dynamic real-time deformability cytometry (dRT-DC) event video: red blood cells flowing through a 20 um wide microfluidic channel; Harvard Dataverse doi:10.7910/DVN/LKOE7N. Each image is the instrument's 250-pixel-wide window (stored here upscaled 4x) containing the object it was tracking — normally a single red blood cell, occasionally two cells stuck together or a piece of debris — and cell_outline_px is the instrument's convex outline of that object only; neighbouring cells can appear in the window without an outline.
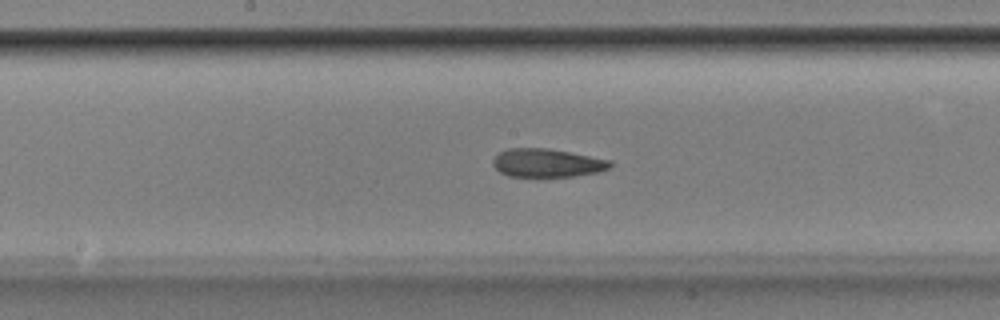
{"species": "Egyptian fruit bat (a non-hibernating species)", "species_latin": "Rousettus aegyptiacus", "temperature_condition": "room temperature", "stored_images_in_passage": 37, "camera_frame_rate_fps": 3000, "um_per_image_px": 0.085, "animal": {"sex": "male"}, "frame": {"image": 1, "passage_image": 12, "time_ms": 3.667, "image_size_px": [1000, 320], "cell_outline_px": [[612, 168], [600, 172], [572, 176], [508, 176], [500, 172], [492, 164], [492, 160], [500, 152], [508, 148], [548, 148], [612, 160]], "centroid_in_image_um": [46.54, 13.84], "position_along_channel_um": 201.7, "area_um2": 19.42}}
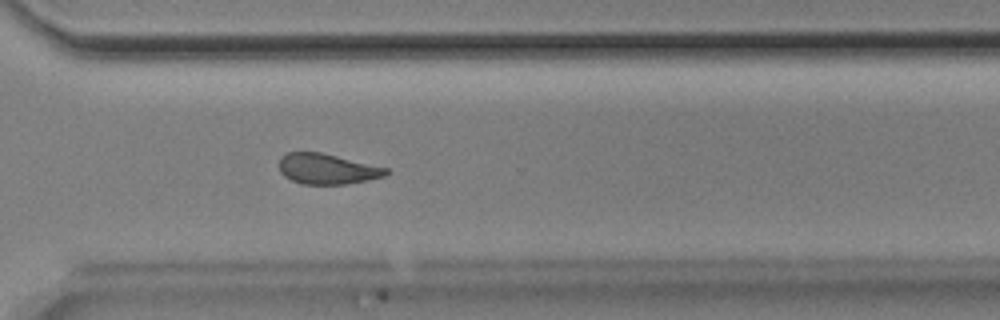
{"frame": {"image": 2, "passage_image": 23, "time_ms": 7.333, "image_size_px": [1000, 320], "cell_outline_px": [[392, 172], [384, 176], [368, 180], [344, 184], [300, 184], [284, 176], [280, 172], [280, 156], [288, 152], [320, 152], [388, 168]], "centroid_in_image_um": [27.81, 14.36], "position_along_channel_um": 342.8, "area_um2": 18.96}}
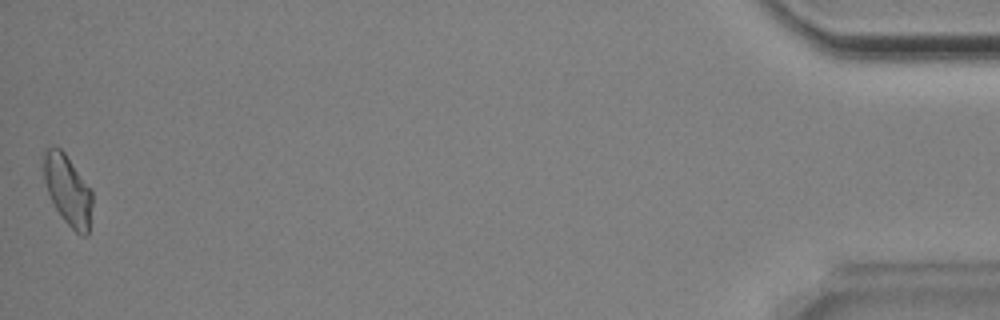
{"frame": {"image": 3, "passage_image": 37, "time_ms": 12.0, "image_size_px": [1000, 320], "cell_outline_px": [[92, 204], [88, 236], [80, 236], [64, 220], [56, 208], [48, 192], [44, 180], [44, 152], [48, 148], [60, 148], [64, 152], [92, 192]], "centroid_in_image_um": [5.78, 16.2], "position_along_channel_um": 429.4, "area_um2": 19.36}, "authors_computed_cell_mechanics": {"area_um2": 19.7676, "velocity_mm_per_s": 3.8446, "shape_relaxation_time_tau1_ms": null, "shape_relaxation_time_tau2_ms": 3.5585, "deformation_change_tau1": null, "deformation_change_tau2": 0.1119}}